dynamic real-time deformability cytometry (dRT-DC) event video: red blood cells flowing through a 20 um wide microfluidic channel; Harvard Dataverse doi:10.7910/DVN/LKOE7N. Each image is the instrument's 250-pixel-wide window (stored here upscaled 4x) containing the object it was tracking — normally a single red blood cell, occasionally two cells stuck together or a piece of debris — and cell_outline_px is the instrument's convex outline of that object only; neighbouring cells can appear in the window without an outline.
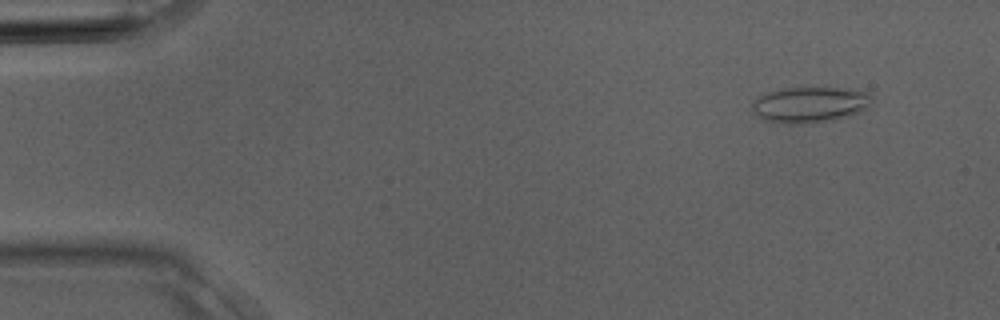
{"species": "Egyptian fruit bat (a non-hibernating species)", "species_latin": "Rousettus aegyptiacus", "temperature_condition": "room temperature", "stored_images_in_passage": 3, "camera_frame_rate_fps": 3000, "um_per_image_px": 0.085, "animal": {"sex": "male"}, "frame": {"image": 1, "passage_image": 2, "time_ms": 0.333, "image_size_px": [1000, 320], "cell_outline_px": [[872, 104], [860, 112], [836, 120], [796, 124], [788, 124], [764, 120], [752, 108], [752, 104], [760, 96], [768, 92], [780, 88], [836, 88], [872, 92]], "centroid_in_image_um": [68.9, 8.89], "position_along_channel_um": 16.1, "area_um2": 24.91}}